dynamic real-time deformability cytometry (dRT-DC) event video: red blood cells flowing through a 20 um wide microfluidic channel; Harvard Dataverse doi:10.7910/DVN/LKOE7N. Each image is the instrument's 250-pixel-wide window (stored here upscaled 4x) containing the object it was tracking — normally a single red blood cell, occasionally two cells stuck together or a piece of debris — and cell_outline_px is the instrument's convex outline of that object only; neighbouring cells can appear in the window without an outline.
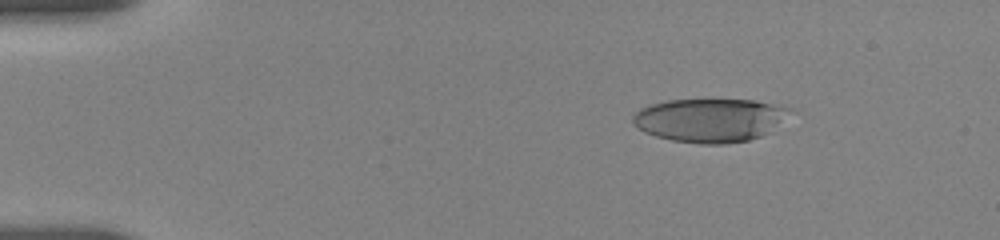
{"species": "human", "species_latin": "Homo sapiens", "temperature_condition": "room temperature", "stored_images_in_passage": 21, "camera_frame_rate_fps": 3000, "um_per_image_px": 0.085, "donor": {"sex": "female"}, "frame": {"image": 1, "passage_image": 3, "time_ms": 2.0, "image_size_px": [1000, 240], "cell_outline_px": [[788, 108], [768, 132], [760, 136], [748, 140], [724, 144], [700, 144], [672, 140], [656, 136], [644, 132], [632, 124], [632, 116], [640, 108], [648, 104], [668, 100], [752, 100], [772, 104]], "centroid_in_image_um": [60.17, 10.22], "position_along_channel_um": 24.8, "area_um2": 39.02}}
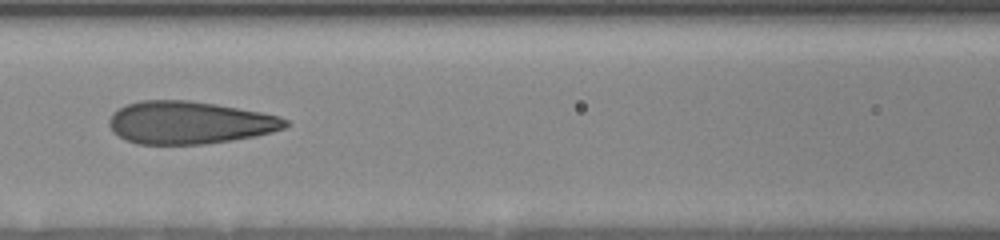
{"frame": {"image": 2, "passage_image": 13, "time_ms": 7.667, "image_size_px": [1000, 240], "cell_outline_px": [[292, 124], [284, 128], [272, 132], [256, 136], [232, 140], [204, 144], [136, 144], [124, 140], [108, 124], [108, 120], [112, 112], [124, 104], [140, 100], [188, 100], [216, 104], [260, 112], [280, 116], [288, 120]], "centroid_in_image_um": [16.1, 10.42], "position_along_channel_um": 150.5, "area_um2": 44.04}}
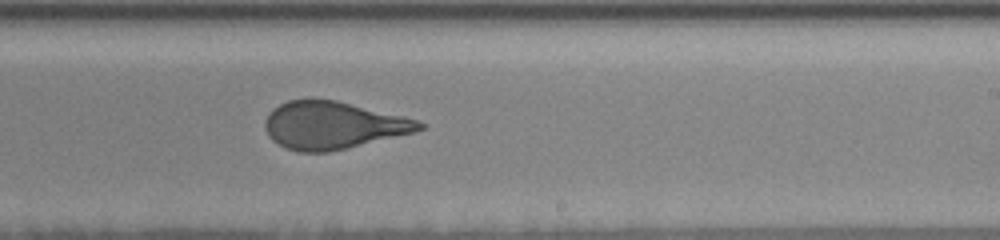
{"frame": {"image": 3, "passage_image": 21, "time_ms": 10.667, "image_size_px": [1000, 240], "cell_outline_px": [[424, 128], [412, 132], [328, 152], [300, 152], [288, 148], [272, 140], [268, 136], [264, 128], [264, 124], [272, 108], [288, 100], [312, 96], [336, 100], [416, 120], [424, 124]], "centroid_in_image_um": [28.2, 10.61], "position_along_channel_um": 260.8, "area_um2": 42.31}}